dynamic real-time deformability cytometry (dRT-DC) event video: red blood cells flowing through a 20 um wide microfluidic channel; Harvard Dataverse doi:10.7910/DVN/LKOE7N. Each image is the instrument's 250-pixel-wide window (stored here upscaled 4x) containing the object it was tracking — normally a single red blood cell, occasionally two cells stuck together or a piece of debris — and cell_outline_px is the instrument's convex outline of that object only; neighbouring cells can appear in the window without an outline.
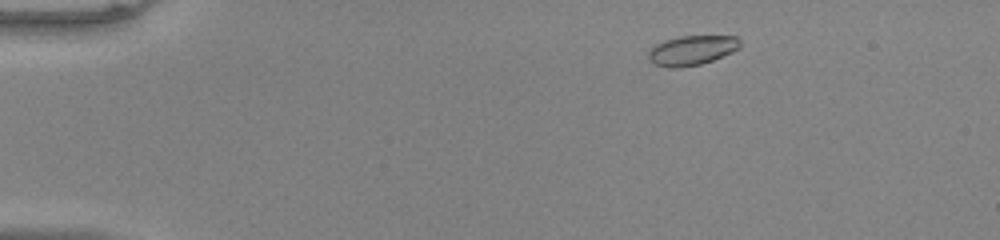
{"species": "common noctule bat (a hibernating species)", "species_latin": "Nyctalus noctula", "temperature_condition": "warm", "stored_images_in_passage": 49, "camera_frame_rate_fps": 3000, "um_per_image_px": 0.085, "animal": {"sex": "male", "body_mass_g": 20.0, "forearm_length_mm": 53.3}, "frame": {"image": 1, "passage_image": 5, "time_ms": 1.333, "image_size_px": [1000, 240], "cell_outline_px": [[740, 48], [732, 52], [712, 60], [700, 64], [680, 68], [672, 68], [652, 64], [648, 60], [648, 52], [656, 44], [664, 40], [680, 36], [736, 36], [740, 40]], "centroid_in_image_um": [58.78, 4.28], "position_along_channel_um": 26.2, "area_um2": 15.9}}
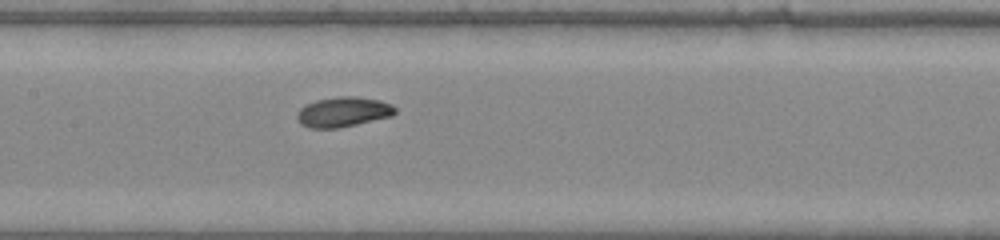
{"frame": {"image": 2, "passage_image": 23, "time_ms": 7.333, "image_size_px": [1000, 240], "cell_outline_px": [[396, 112], [392, 116], [340, 128], [308, 128], [300, 124], [296, 120], [296, 112], [304, 104], [316, 100], [340, 96], [356, 96], [380, 100], [392, 104], [396, 108]], "centroid_in_image_um": [29.14, 9.51], "position_along_channel_um": 178.3, "area_um2": 17.46}}
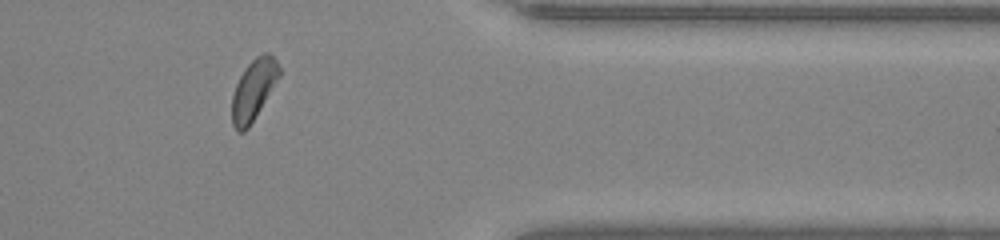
{"frame": {"image": 3, "passage_image": 40, "time_ms": 13.0, "image_size_px": [1000, 240], "cell_outline_px": [[280, 76], [248, 128], [244, 132], [236, 132], [232, 124], [232, 96], [236, 84], [244, 68], [256, 56], [264, 52], [268, 52], [276, 60], [280, 68]], "centroid_in_image_um": [21.54, 7.62], "position_along_channel_um": 389.9, "area_um2": 16.59}, "authors_computed_cell_mechanics": {"area_um2": 16.5308, "velocity_mm_per_s": 4.0087, "shape_relaxation_time_tau1_ms": 2.2615, "shape_relaxation_time_tau2_ms": 6.2883, "deformation_change_tau1": 0.0824, "deformation_change_tau2": 0.1107}}